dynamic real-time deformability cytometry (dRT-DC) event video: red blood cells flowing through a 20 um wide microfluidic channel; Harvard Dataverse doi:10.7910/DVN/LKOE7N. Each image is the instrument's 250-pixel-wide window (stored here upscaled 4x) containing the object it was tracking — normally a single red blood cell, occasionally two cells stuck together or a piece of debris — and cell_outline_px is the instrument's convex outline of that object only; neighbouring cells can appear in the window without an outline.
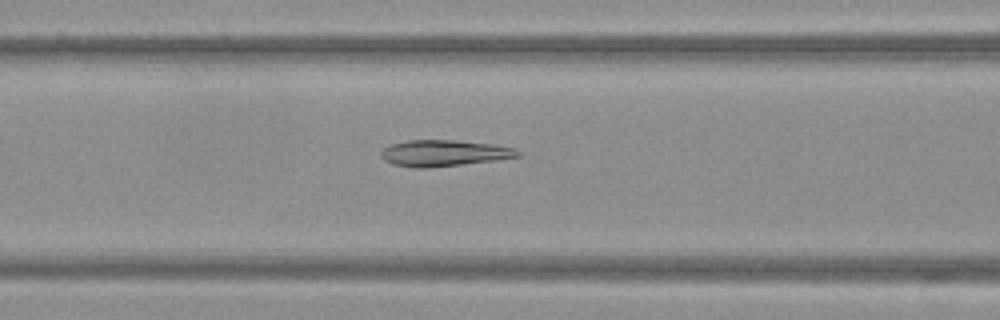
{"species": "Egyptian fruit bat (a non-hibernating species)", "species_latin": "Rousettus aegyptiacus", "temperature_condition": "warm", "stored_images_in_passage": 50, "camera_frame_rate_fps": 3000, "um_per_image_px": 0.085, "frame": {"image": 1, "passage_image": 21, "time_ms": 6.667, "image_size_px": [1000, 320], "cell_outline_px": [[520, 156], [496, 160], [428, 168], [416, 168], [392, 164], [384, 160], [380, 156], [380, 152], [384, 148], [392, 144], [408, 140], [456, 140], [496, 144], [516, 148], [520, 152]], "centroid_in_image_um": [37.75, 13.01], "position_along_channel_um": 128.8, "area_um2": 21.04}}
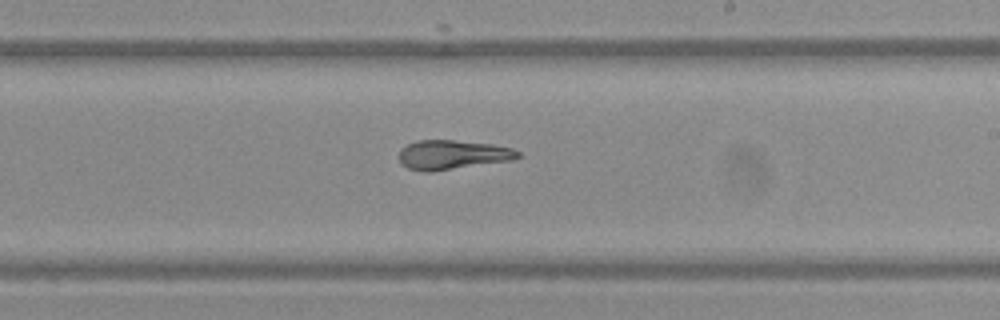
{"frame": {"image": 2, "passage_image": 30, "time_ms": 9.667, "image_size_px": [1000, 320], "cell_outline_px": [[520, 156], [512, 160], [432, 172], [424, 172], [408, 168], [400, 164], [400, 148], [408, 144], [420, 140], [452, 140], [492, 144], [512, 148], [520, 152]], "centroid_in_image_um": [38.45, 13.16], "position_along_channel_um": 250.6, "area_um2": 20.35}}
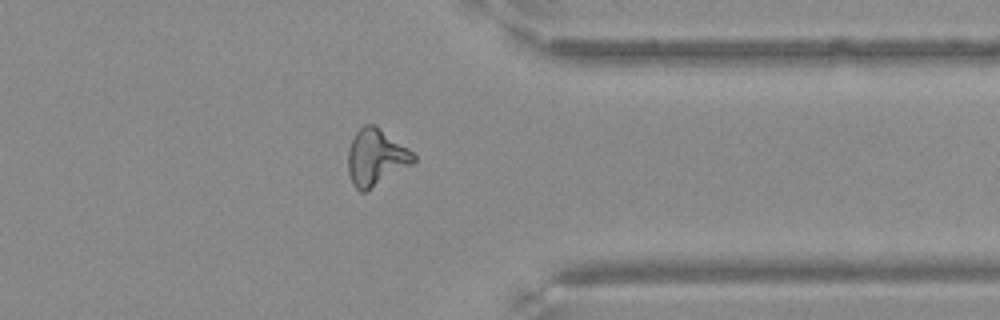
{"frame": {"image": 3, "passage_image": 40, "time_ms": 13.0, "image_size_px": [1000, 320], "cell_outline_px": [[416, 160], [412, 164], [364, 192], [360, 192], [352, 184], [348, 172], [348, 148], [356, 132], [364, 124], [376, 124], [408, 148], [416, 156]], "centroid_in_image_um": [31.94, 13.35], "position_along_channel_um": 379.5, "area_um2": 21.5}}